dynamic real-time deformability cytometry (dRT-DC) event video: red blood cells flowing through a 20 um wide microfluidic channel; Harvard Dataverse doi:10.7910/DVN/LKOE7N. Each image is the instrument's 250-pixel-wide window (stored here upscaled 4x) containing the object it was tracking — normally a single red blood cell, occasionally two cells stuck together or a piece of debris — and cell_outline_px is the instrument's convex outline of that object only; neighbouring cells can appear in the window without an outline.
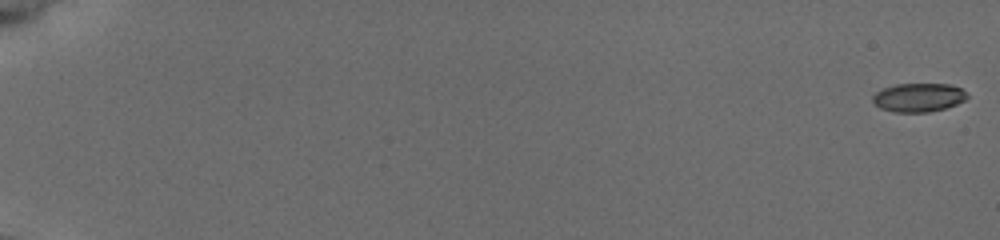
{"species": "common noctule bat (a hibernating species)", "species_latin": "Nyctalus noctula", "temperature_condition": "cold", "stored_images_in_passage": 58, "camera_frame_rate_fps": 3000, "um_per_image_px": 0.085, "animal": {"sex": "female", "body_mass_g": 19.5, "forearm_length_mm": 54.1}, "frame": {"image": 1, "passage_image": 1, "time_ms": 0.0, "image_size_px": [1000, 240], "cell_outline_px": [[968, 96], [964, 100], [956, 104], [944, 108], [928, 112], [896, 112], [880, 108], [872, 100], [872, 96], [876, 92], [884, 88], [896, 84], [948, 84], [960, 88]], "centroid_in_image_um": [78.05, 8.28], "position_along_channel_um": 7.0, "area_um2": 15.55}}
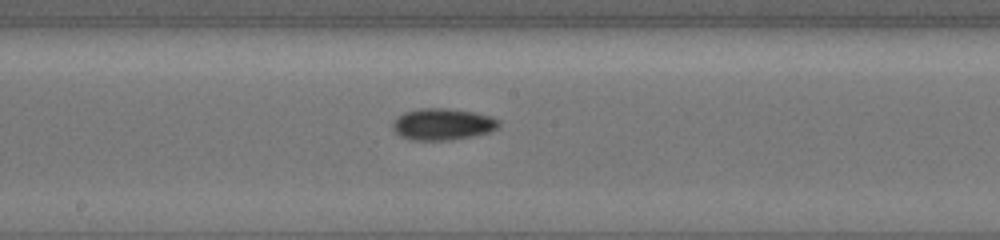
{"frame": {"image": 2, "passage_image": 34, "time_ms": 11.0, "image_size_px": [1000, 240], "cell_outline_px": [[500, 124], [496, 128], [488, 132], [472, 136], [452, 140], [412, 140], [400, 136], [392, 128], [392, 120], [404, 112], [420, 108], [448, 108], [476, 112], [492, 116], [500, 120]], "centroid_in_image_um": [37.61, 10.55], "position_along_channel_um": 210.6, "area_um2": 19.77}}
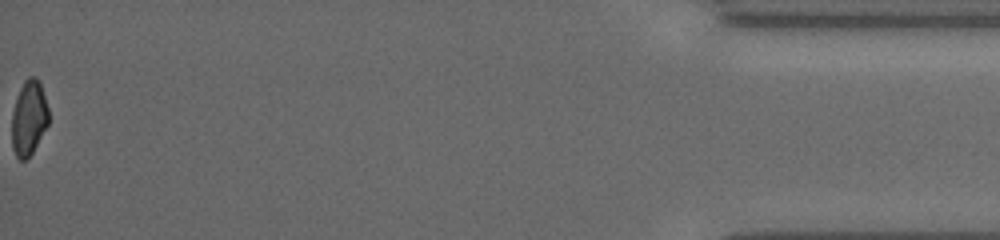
{"frame": {"image": 3, "passage_image": 58, "time_ms": 19.0, "image_size_px": [1000, 240], "cell_outline_px": [[48, 124], [32, 152], [24, 160], [20, 160], [16, 156], [12, 148], [12, 112], [20, 88], [24, 80], [28, 76], [36, 76], [40, 80], [48, 108]], "centroid_in_image_um": [2.45, 9.98], "position_along_channel_um": 432.7, "area_um2": 16.01}, "authors_computed_cell_mechanics": {"area_um2": 17.1666, "velocity_mm_per_s": 3.7856, "shape_relaxation_time_tau1_ms": 4.9874, "shape_relaxation_time_tau2_ms": null, "deformation_change_tau1": 0.1009, "deformation_change_tau2": null}}